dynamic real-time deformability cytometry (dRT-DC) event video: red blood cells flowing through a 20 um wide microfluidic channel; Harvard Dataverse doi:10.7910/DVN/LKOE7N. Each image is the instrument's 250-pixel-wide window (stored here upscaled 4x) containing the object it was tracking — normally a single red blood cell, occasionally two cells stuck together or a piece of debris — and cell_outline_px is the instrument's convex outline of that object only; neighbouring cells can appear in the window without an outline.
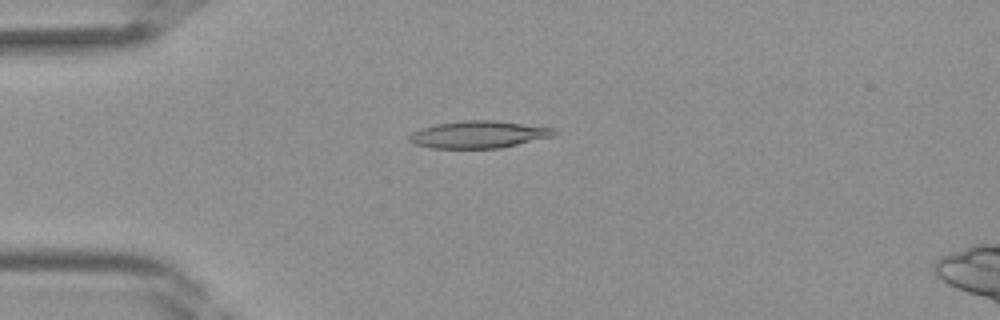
{"species": "Egyptian fruit bat (a non-hibernating species)", "species_latin": "Rousettus aegyptiacus", "temperature_condition": "room temperature", "stored_images_in_passage": 41, "camera_frame_rate_fps": 3000, "um_per_image_px": 0.085, "frame": {"image": 1, "passage_image": 10, "time_ms": 3.0, "image_size_px": [1000, 320], "cell_outline_px": [[556, 132], [552, 136], [500, 148], [432, 148], [416, 144], [408, 140], [408, 136], [412, 132], [436, 124], [464, 120], [492, 120], [556, 128]], "centroid_in_image_um": [40.67, 11.43], "position_along_channel_um": 44.3, "area_um2": 22.66}}
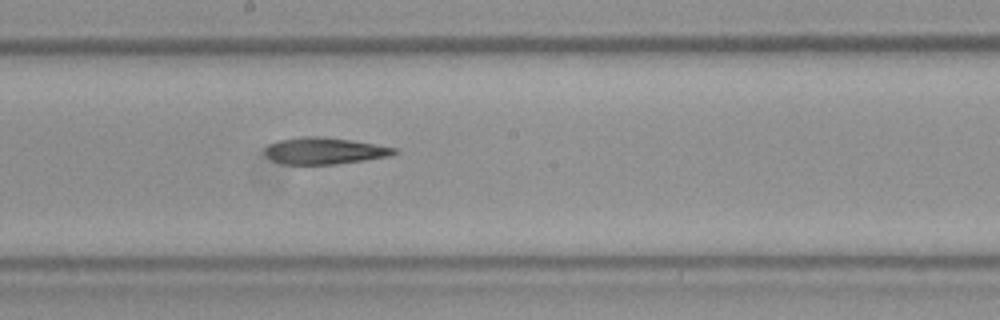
{"frame": {"image": 2, "passage_image": 22, "time_ms": 7.0, "image_size_px": [1000, 320], "cell_outline_px": [[400, 152], [392, 156], [336, 164], [284, 164], [272, 160], [264, 152], [264, 148], [268, 144], [280, 140], [300, 136], [320, 136], [352, 140], [396, 148]], "centroid_in_image_um": [27.59, 12.81], "position_along_channel_um": 220.6, "area_um2": 20.17}}
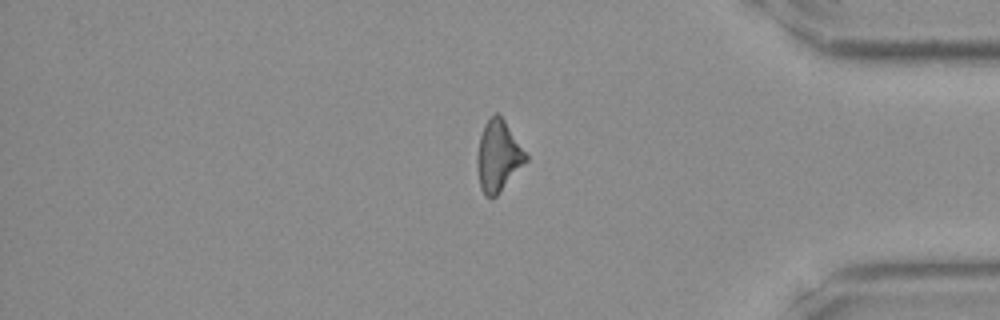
{"frame": {"image": 3, "passage_image": 34, "time_ms": 11.0, "image_size_px": [1000, 320], "cell_outline_px": [[528, 160], [500, 192], [492, 200], [484, 196], [480, 188], [476, 164], [476, 156], [480, 136], [484, 124], [496, 112], [504, 120], [528, 156]], "centroid_in_image_um": [42.32, 13.31], "position_along_channel_um": 392.9, "area_um2": 20.17}}